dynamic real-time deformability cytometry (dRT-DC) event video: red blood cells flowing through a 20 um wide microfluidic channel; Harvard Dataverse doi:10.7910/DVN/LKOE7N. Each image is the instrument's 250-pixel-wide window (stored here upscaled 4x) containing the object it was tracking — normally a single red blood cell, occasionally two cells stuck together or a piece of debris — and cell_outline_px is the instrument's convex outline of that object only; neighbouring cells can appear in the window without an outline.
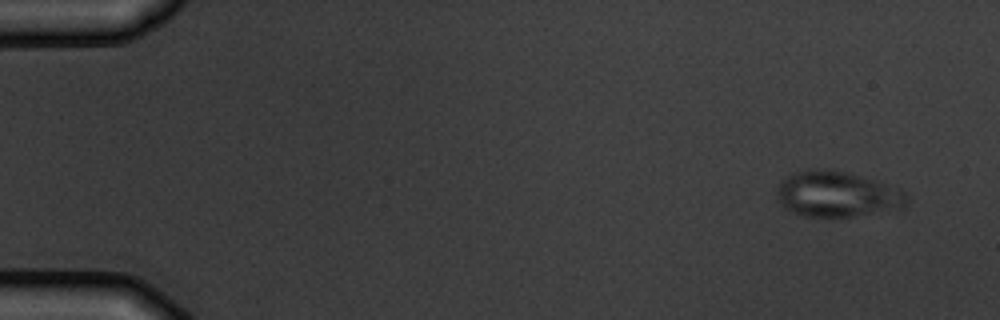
{"species": "common noctule bat (a hibernating species)", "species_latin": "Nyctalus noctula", "temperature_condition": "warm", "stored_images_in_passage": 4, "camera_frame_rate_fps": 3000, "um_per_image_px": 0.085, "animal": {"sex": "male", "body_mass_g": 19.5, "forearm_length_mm": 54.6}, "frame": {"image": 1, "passage_image": 1, "time_ms": 0.0, "image_size_px": [1000, 320], "cell_outline_px": [[908, 200], [904, 208], [852, 216], [808, 216], [792, 212], [784, 208], [780, 204], [776, 196], [776, 188], [780, 180], [788, 176], [808, 168], [832, 168], [860, 176], [900, 188], [908, 196]], "centroid_in_image_um": [71.13, 16.49], "position_along_channel_um": 13.9, "area_um2": 34.74}}